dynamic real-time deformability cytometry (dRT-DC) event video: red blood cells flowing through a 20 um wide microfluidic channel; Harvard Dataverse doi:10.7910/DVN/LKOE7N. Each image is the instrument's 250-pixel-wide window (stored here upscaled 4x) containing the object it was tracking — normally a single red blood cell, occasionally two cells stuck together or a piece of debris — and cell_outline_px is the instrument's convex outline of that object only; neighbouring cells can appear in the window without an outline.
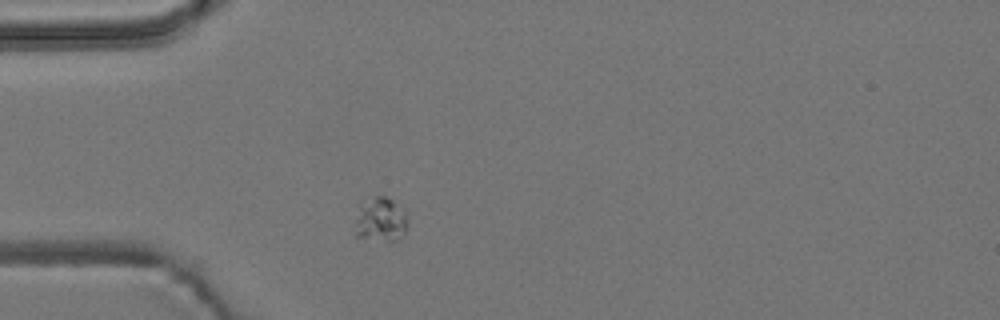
{"species": "common noctule bat (a hibernating species)", "species_latin": "Nyctalus noctula", "temperature_condition": "room temperature", "stored_images_in_passage": 10, "camera_frame_rate_fps": 3000, "um_per_image_px": 0.085, "animal": {"sex": "male", "body_mass_g": 19.2, "forearm_length_mm": 51.8}, "frame": {"image": 1, "passage_image": 1, "time_ms": 0.0, "image_size_px": [1000, 320], "cell_outline_px": [[408, 224], [404, 232], [396, 240], [388, 244], [352, 236], [356, 204], [376, 196], [384, 196], [392, 200], [404, 212], [408, 220]], "centroid_in_image_um": [32.24, 18.73], "position_along_channel_um": 52.8, "area_um2": 14.51}}
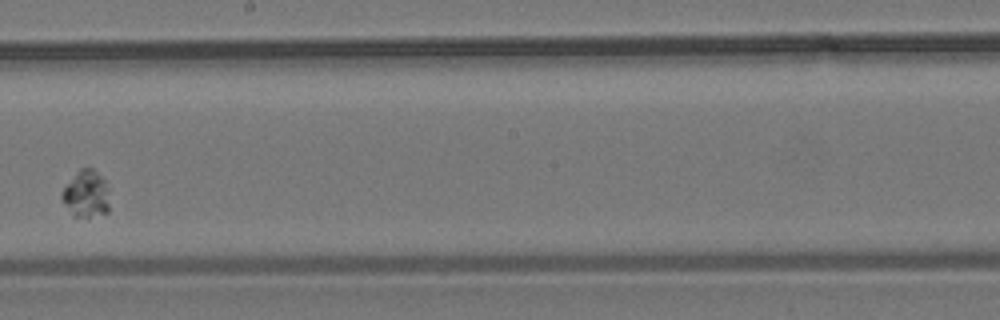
{"frame": {"image": 2, "passage_image": 6, "time_ms": 1.667, "image_size_px": [1000, 320], "cell_outline_px": [[108, 212], [88, 216], [72, 216], [64, 204], [60, 196], [60, 192], [76, 172], [80, 168], [92, 168], [104, 180], [108, 188]], "centroid_in_image_um": [7.29, 16.48], "position_along_channel_um": 240.9, "area_um2": 12.89}}
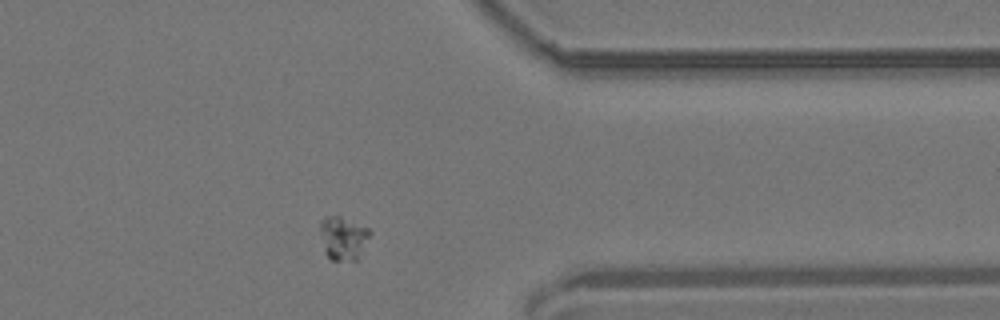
{"frame": {"image": 3, "passage_image": 10, "time_ms": 3.0, "image_size_px": [1000, 320], "cell_outline_px": [[372, 232], [364, 252], [356, 260], [332, 260], [324, 252], [320, 232], [320, 220], [328, 216], [340, 216], [368, 228]], "centroid_in_image_um": [29.19, 20.25], "position_along_channel_um": 382.2, "area_um2": 12.77}}